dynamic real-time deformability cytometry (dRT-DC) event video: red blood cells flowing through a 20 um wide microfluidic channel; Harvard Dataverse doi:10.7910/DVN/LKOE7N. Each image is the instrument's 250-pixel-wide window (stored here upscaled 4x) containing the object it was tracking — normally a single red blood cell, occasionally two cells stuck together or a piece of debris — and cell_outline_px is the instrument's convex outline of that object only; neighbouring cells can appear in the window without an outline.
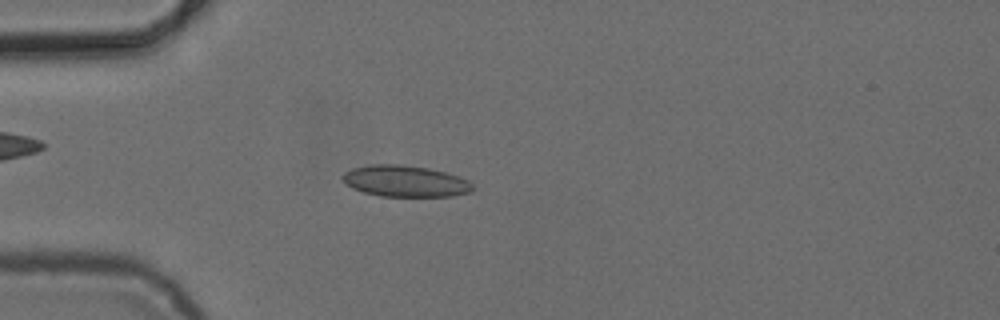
{"species": "common noctule bat (a hibernating species)", "species_latin": "Nyctalus noctula", "temperature_condition": "cold", "stored_images_in_passage": 6, "camera_frame_rate_fps": 3000, "um_per_image_px": 0.085, "animal": {"sex": "female", "body_mass_g": 24.6, "forearm_length_mm": 56.2}, "frame": {"image": 1, "passage_image": 5, "time_ms": 5.667, "image_size_px": [1000, 320], "cell_outline_px": [[476, 188], [468, 192], [452, 196], [380, 196], [364, 192], [352, 188], [344, 180], [344, 172], [352, 168], [372, 164], [400, 164], [428, 168], [444, 172], [468, 180]], "centroid_in_image_um": [34.45, 15.39], "position_along_channel_um": 50.5, "area_um2": 23.52}}